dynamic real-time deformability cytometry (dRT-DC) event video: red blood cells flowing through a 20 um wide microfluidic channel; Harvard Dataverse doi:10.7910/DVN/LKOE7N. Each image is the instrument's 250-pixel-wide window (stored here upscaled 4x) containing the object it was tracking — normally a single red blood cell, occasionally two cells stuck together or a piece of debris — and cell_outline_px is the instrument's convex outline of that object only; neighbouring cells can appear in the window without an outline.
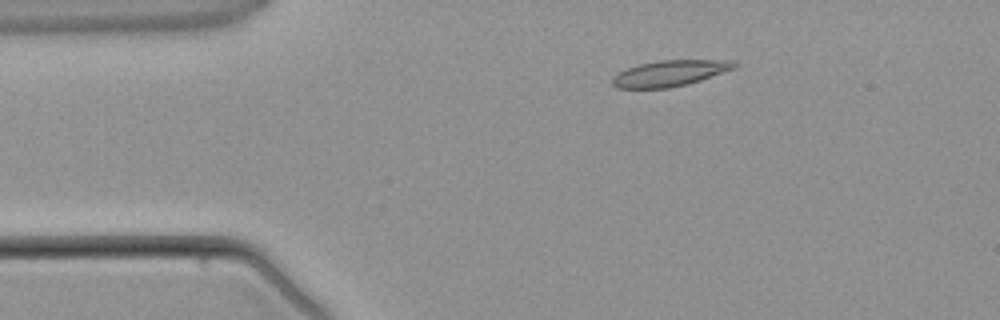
{"species": "common noctule bat (a hibernating species)", "species_latin": "Nyctalus noctula", "temperature_condition": "warm", "stored_images_in_passage": 4, "segment_of_instrument_passage": [2, 2], "camera_frame_rate_fps": 3000, "um_per_image_px": 0.085, "animal": {"sex": "male", "body_mass_g": 21.5, "forearm_length_mm": 52.0}, "frame": {"image": 1, "passage_image": 4, "time_ms": 4.333, "image_size_px": [1000, 320], "cell_outline_px": [[736, 68], [700, 80], [668, 88], [616, 88], [612, 84], [612, 76], [628, 68], [640, 64], [660, 60], [732, 60], [736, 64]], "centroid_in_image_um": [56.92, 6.22], "position_along_channel_um": 28.1, "area_um2": 18.21}}